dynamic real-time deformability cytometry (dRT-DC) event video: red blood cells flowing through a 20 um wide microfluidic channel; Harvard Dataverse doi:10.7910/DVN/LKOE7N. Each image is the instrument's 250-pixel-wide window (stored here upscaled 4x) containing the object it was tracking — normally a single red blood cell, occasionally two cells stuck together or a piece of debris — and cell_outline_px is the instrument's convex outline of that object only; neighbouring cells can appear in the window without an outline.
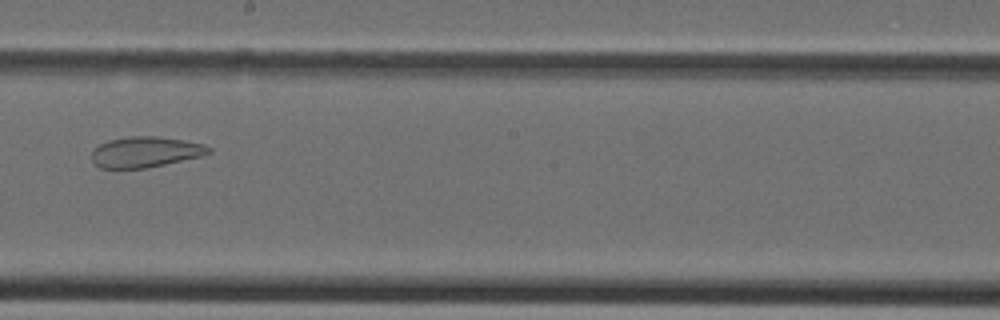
{"species": "Egyptian fruit bat (a non-hibernating species)", "species_latin": "Rousettus aegyptiacus", "temperature_condition": "cold", "stored_images_in_passage": 29, "camera_frame_rate_fps": 3000, "um_per_image_px": 0.085, "animal": {"sex": "female"}, "frame": {"image": 1, "passage_image": 13, "time_ms": 4.0, "image_size_px": [1000, 320], "cell_outline_px": [[212, 152], [200, 156], [148, 168], [100, 168], [92, 160], [92, 152], [100, 144], [108, 140], [128, 136], [156, 136], [184, 140], [204, 144], [212, 148]], "centroid_in_image_um": [12.37, 12.91], "position_along_channel_um": 235.8, "area_um2": 20.87}}
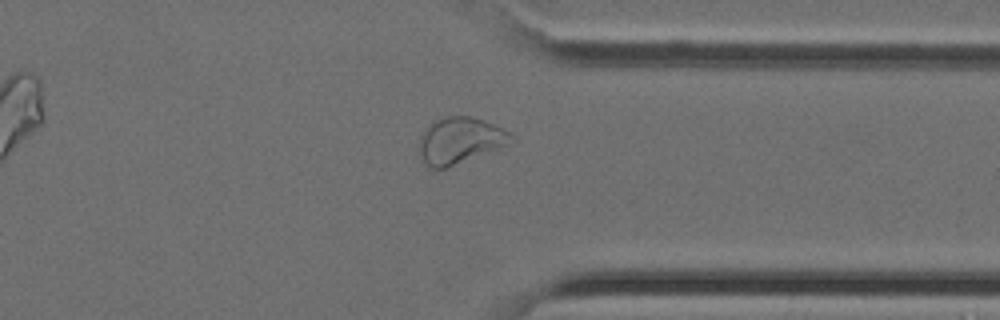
{"frame": {"image": 2, "passage_image": 21, "time_ms": 6.667, "image_size_px": [1000, 320], "cell_outline_px": [[516, 140], [512, 144], [448, 168], [432, 168], [424, 164], [420, 160], [420, 136], [428, 124], [432, 120], [448, 116], [468, 116], [484, 120], [504, 128], [516, 136]], "centroid_in_image_um": [39.14, 11.95], "position_along_channel_um": 372.3, "area_um2": 25.49}}